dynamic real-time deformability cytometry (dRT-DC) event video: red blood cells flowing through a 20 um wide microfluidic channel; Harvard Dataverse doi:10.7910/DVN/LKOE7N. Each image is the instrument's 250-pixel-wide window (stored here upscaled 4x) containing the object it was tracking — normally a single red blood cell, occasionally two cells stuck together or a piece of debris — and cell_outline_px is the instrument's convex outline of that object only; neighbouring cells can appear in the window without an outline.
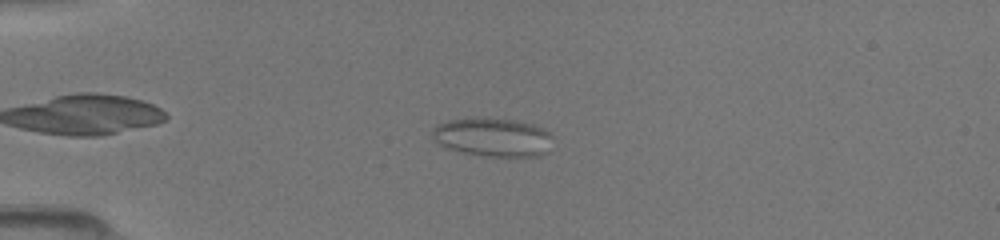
{"species": "common noctule bat (a hibernating species)", "species_latin": "Nyctalus noctula", "temperature_condition": "room temperature", "stored_images_in_passage": 40, "camera_frame_rate_fps": 3000, "um_per_image_px": 0.085, "animal": {"sex": "female", "body_mass_g": 19.5, "forearm_length_mm": 54.1}, "frame": {"image": 1, "passage_image": 3, "time_ms": 0.667, "image_size_px": [1000, 240], "cell_outline_px": [[552, 136], [548, 152], [540, 156], [484, 156], [464, 152], [448, 148], [440, 144], [432, 136], [432, 128], [436, 124], [448, 120], [476, 116], [512, 120], [532, 124], [544, 128], [552, 132]], "centroid_in_image_um": [41.9, 11.64], "position_along_channel_um": 43.1, "area_um2": 27.46}}
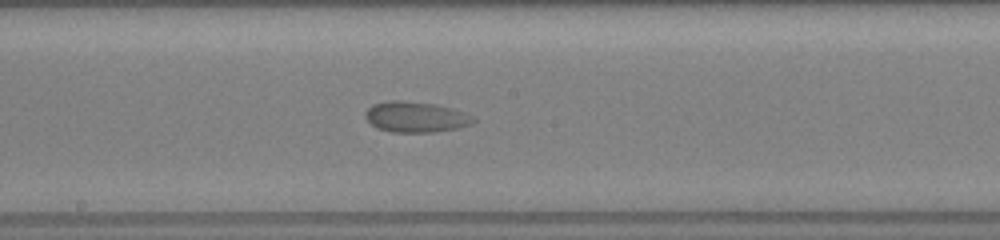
{"frame": {"image": 2, "passage_image": 18, "time_ms": 5.667, "image_size_px": [1000, 240], "cell_outline_px": [[476, 120], [472, 124], [456, 128], [436, 132], [392, 132], [376, 128], [364, 116], [364, 112], [372, 104], [388, 100], [400, 100], [436, 104], [452, 108], [464, 112]], "centroid_in_image_um": [35.3, 9.93], "position_along_channel_um": 212.9, "area_um2": 19.36}}
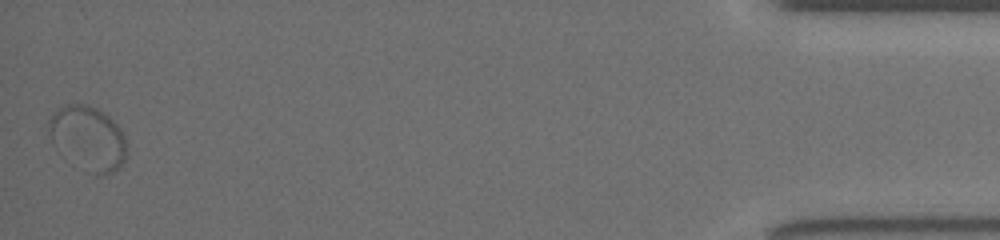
{"frame": {"image": 3, "passage_image": 40, "time_ms": 13.0, "image_size_px": [1000, 240], "cell_outline_px": [[128, 152], [124, 160], [112, 172], [96, 176], [52, 140], [48, 128], [48, 120], [52, 112], [64, 104], [88, 104], [96, 108], [108, 116], [120, 128], [124, 136]], "centroid_in_image_um": [7.53, 11.66], "position_along_channel_um": 427.7, "area_um2": 27.98}}